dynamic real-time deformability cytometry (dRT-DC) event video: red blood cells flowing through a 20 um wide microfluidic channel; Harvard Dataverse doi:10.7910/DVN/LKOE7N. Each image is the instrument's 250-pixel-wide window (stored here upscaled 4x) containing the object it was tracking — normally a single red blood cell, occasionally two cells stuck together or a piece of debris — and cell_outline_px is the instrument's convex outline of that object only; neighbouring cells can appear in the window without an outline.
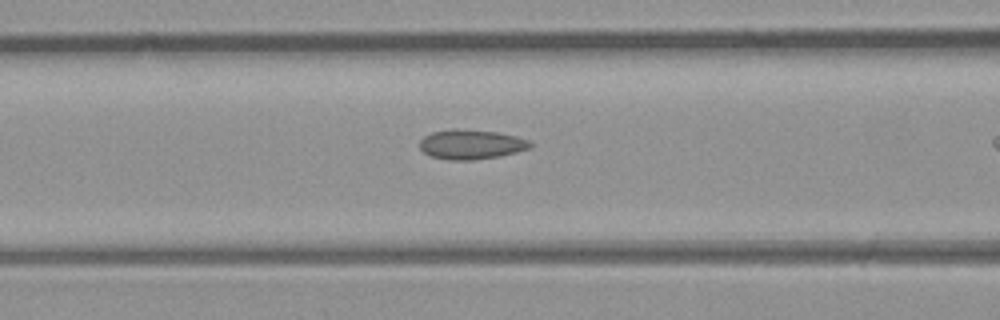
{"species": "common noctule bat (a hibernating species)", "species_latin": "Nyctalus noctula", "temperature_condition": "room temperature", "stored_images_in_passage": 11, "camera_frame_rate_fps": 3000, "um_per_image_px": 0.085, "animal": {"sex": "male", "body_mass_g": 23.1, "forearm_length_mm": 52.7}, "frame": {"image": 1, "passage_image": 7, "time_ms": 2.0, "image_size_px": [1000, 320], "cell_outline_px": [[536, 144], [532, 148], [500, 156], [472, 160], [452, 160], [432, 156], [424, 152], [420, 148], [420, 140], [424, 136], [432, 132], [456, 128], [496, 132], [516, 136], [532, 140]], "centroid_in_image_um": [40.12, 12.26], "position_along_channel_um": 126.5, "area_um2": 19.25}}
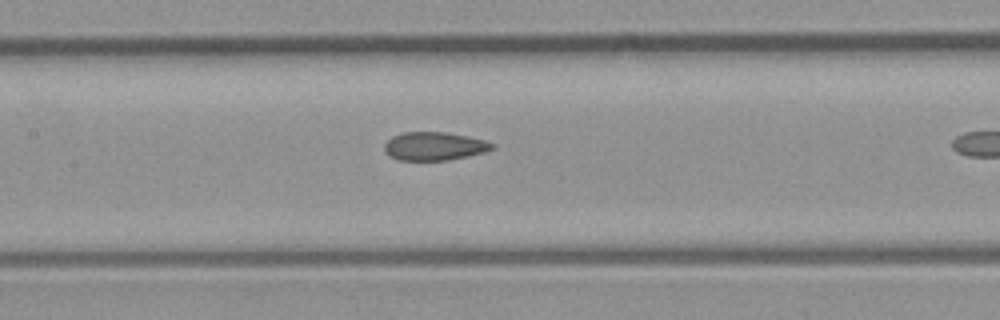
{"frame": {"image": 2, "passage_image": 10, "time_ms": 3.0, "image_size_px": [1000, 320], "cell_outline_px": [[496, 148], [484, 152], [468, 156], [448, 160], [396, 160], [384, 152], [384, 144], [392, 136], [404, 132], [444, 132], [468, 136], [484, 140], [496, 144]], "centroid_in_image_um": [36.92, 12.43], "position_along_channel_um": 170.5, "area_um2": 17.92}}